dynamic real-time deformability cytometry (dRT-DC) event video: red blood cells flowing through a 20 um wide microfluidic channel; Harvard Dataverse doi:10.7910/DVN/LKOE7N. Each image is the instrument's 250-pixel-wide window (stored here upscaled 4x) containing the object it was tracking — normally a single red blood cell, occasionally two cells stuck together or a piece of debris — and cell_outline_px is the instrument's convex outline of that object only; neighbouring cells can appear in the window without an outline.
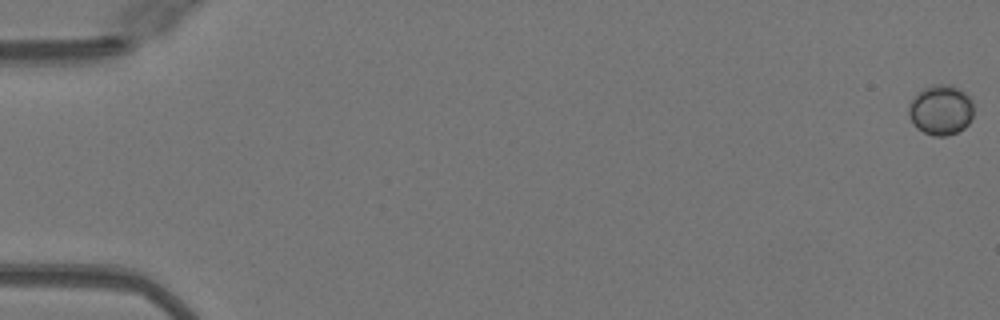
{"species": "Egyptian fruit bat (a non-hibernating species)", "species_latin": "Rousettus aegyptiacus", "temperature_condition": "warm", "stored_images_in_passage": 51, "camera_frame_rate_fps": 3000, "um_per_image_px": 0.085, "animal": {"sex": "female"}, "frame": {"image": 1, "passage_image": 1, "time_ms": 0.0, "image_size_px": [1000, 320], "cell_outline_px": [[972, 116], [968, 124], [964, 128], [948, 136], [932, 136], [916, 128], [912, 124], [908, 116], [908, 108], [912, 100], [924, 88], [932, 84], [952, 84], [964, 92], [972, 100]], "centroid_in_image_um": [79.96, 9.36], "position_along_channel_um": 5.0, "area_um2": 19.02}}
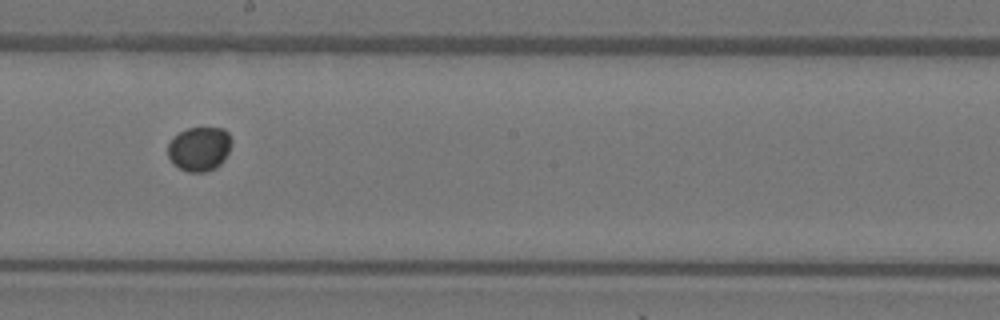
{"frame": {"image": 2, "passage_image": 30, "time_ms": 9.667, "image_size_px": [1000, 320], "cell_outline_px": [[232, 144], [224, 160], [216, 168], [204, 172], [188, 172], [172, 164], [168, 156], [168, 144], [180, 132], [188, 128], [224, 128], [228, 132], [232, 140]], "centroid_in_image_um": [16.97, 12.66], "position_along_channel_um": 231.2, "area_um2": 16.47}}
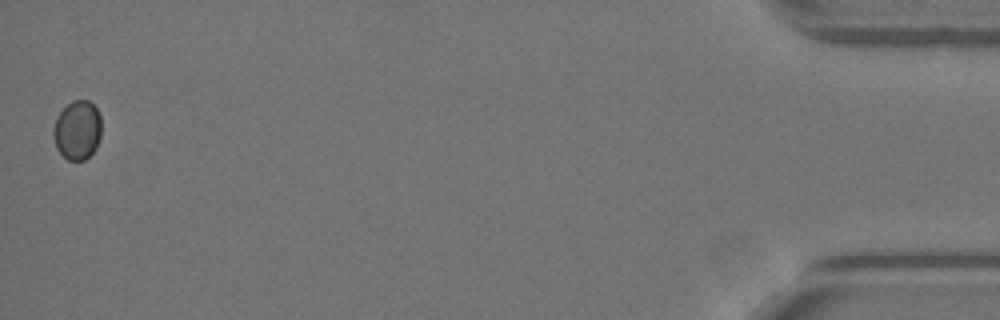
{"frame": {"image": 3, "passage_image": 51, "time_ms": 16.667, "image_size_px": [1000, 320], "cell_outline_px": [[100, 136], [96, 148], [84, 160], [68, 160], [56, 148], [52, 132], [56, 116], [72, 100], [88, 100], [96, 108], [100, 116]], "centroid_in_image_um": [6.56, 11.05], "position_along_channel_um": 428.6, "area_um2": 16.47}}